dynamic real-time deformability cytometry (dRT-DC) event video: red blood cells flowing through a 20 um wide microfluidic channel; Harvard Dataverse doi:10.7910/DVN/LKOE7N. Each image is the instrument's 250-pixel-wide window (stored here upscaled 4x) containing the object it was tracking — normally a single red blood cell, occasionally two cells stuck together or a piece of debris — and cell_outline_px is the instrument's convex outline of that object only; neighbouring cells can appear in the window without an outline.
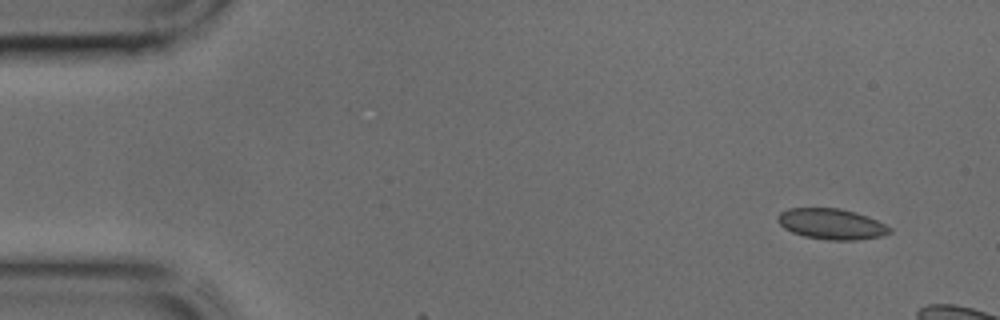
{"species": "common noctule bat (a hibernating species)", "species_latin": "Nyctalus noctula", "temperature_condition": "cold", "stored_images_in_passage": 3, "camera_frame_rate_fps": 3000, "um_per_image_px": 0.085, "animal": {"sex": "male", "body_mass_g": 17.9, "forearm_length_mm": 54.2}, "frame": {"image": 1, "passage_image": 1, "time_ms": 0.0, "image_size_px": [1000, 320], "cell_outline_px": [[892, 232], [880, 236], [856, 240], [828, 240], [804, 236], [792, 232], [784, 228], [776, 220], [776, 216], [780, 212], [788, 208], [840, 208], [856, 212], [868, 216], [892, 228]], "centroid_in_image_um": [70.65, 19.03], "position_along_channel_um": 14.3, "area_um2": 20.11}}